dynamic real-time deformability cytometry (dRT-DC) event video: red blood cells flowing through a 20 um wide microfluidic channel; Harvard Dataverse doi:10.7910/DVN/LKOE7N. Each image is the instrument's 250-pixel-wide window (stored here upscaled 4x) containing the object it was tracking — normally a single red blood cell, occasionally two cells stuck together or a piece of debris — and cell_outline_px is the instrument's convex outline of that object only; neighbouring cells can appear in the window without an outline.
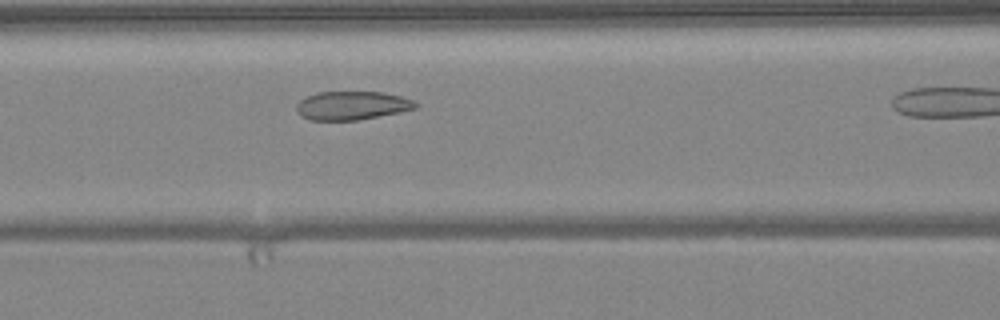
{"species": "common noctule bat (a hibernating species)", "species_latin": "Nyctalus noctula", "temperature_condition": "warm", "stored_images_in_passage": 16, "camera_frame_rate_fps": 3000, "um_per_image_px": 0.085, "animal": {"sex": "female", "body_mass_g": 24.6, "forearm_length_mm": 56.2}, "frame": {"image": 1, "passage_image": 12, "time_ms": 3.667, "image_size_px": [1000, 320], "cell_outline_px": [[416, 108], [400, 112], [356, 120], [308, 120], [300, 116], [296, 112], [296, 104], [300, 100], [316, 92], [384, 92], [400, 96], [412, 100], [416, 104]], "centroid_in_image_um": [29.86, 8.97], "position_along_channel_um": 136.7, "area_um2": 19.77}}